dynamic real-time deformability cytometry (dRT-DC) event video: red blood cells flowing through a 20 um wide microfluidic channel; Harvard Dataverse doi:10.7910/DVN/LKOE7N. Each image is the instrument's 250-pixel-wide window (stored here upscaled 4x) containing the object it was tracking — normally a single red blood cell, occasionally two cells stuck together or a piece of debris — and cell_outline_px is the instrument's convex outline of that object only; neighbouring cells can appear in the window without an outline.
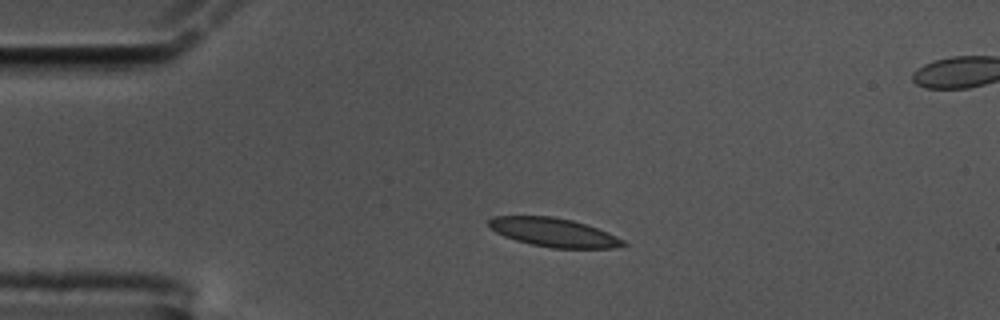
{"species": "common noctule bat (a hibernating species)", "species_latin": "Nyctalus noctula", "temperature_condition": "cold", "stored_images_in_passage": 48, "segment_of_instrument_passage": [1, 2], "camera_frame_rate_fps": 3000, "um_per_image_px": 0.085, "animal": {"sex": "male", "body_mass_g": 17.5, "forearm_length_mm": 52.3}, "frame": {"image": 1, "passage_image": 1, "time_ms": 0.0, "image_size_px": [1000, 320], "cell_outline_px": [[628, 244], [616, 248], [552, 248], [532, 244], [516, 240], [504, 236], [496, 232], [488, 224], [488, 220], [496, 216], [552, 216], [572, 220], [608, 232], [624, 240]], "centroid_in_image_um": [47.09, 19.76], "position_along_channel_um": 37.9, "area_um2": 22.31}}
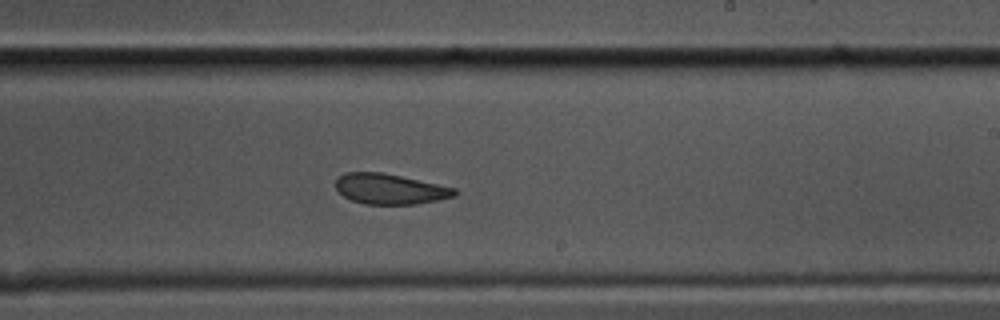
{"frame": {"image": 2, "passage_image": 23, "time_ms": 7.333, "image_size_px": [1000, 320], "cell_outline_px": [[460, 192], [456, 196], [416, 204], [364, 204], [352, 200], [344, 196], [336, 188], [336, 180], [344, 172], [384, 172], [456, 188]], "centroid_in_image_um": [33.17, 16.06], "position_along_channel_um": 255.8, "area_um2": 21.1}}
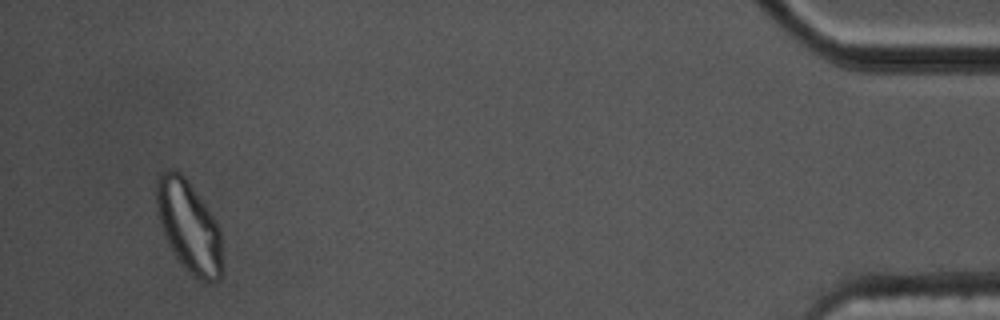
{"frame": {"image": 3, "passage_image": 44, "time_ms": 14.333, "image_size_px": [1000, 320], "cell_outline_px": [[224, 268], [220, 280], [200, 280], [192, 276], [176, 260], [164, 236], [156, 212], [156, 180], [160, 172], [164, 168], [176, 168], [184, 176], [212, 216], [220, 232]], "centroid_in_image_um": [16.02, 19.27], "position_along_channel_um": 419.2, "area_um2": 35.55}}